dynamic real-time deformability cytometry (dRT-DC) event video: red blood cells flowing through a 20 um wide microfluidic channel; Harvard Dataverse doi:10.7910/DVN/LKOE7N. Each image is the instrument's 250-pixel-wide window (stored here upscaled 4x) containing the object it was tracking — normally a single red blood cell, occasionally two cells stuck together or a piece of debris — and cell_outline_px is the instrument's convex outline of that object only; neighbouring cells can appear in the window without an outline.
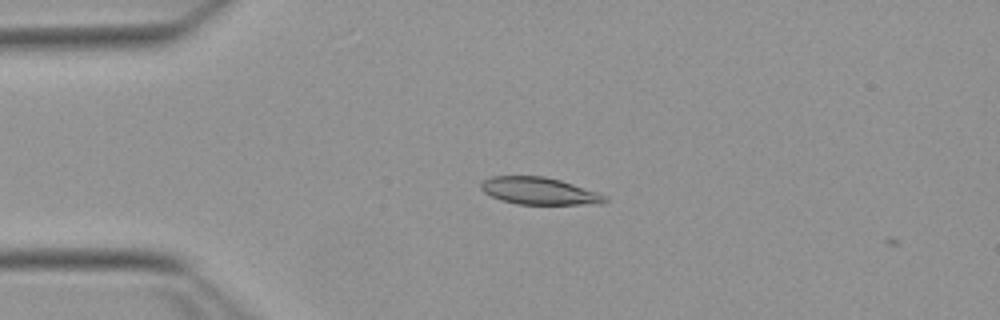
{"species": "Egyptian fruit bat (a non-hibernating species)", "species_latin": "Rousettus aegyptiacus", "temperature_condition": "warm", "stored_images_in_passage": 6, "camera_frame_rate_fps": 3000, "um_per_image_px": 0.085, "animal": {"sex": "female"}, "frame": {"image": 1, "passage_image": 4, "time_ms": 1.0, "image_size_px": [1000, 320], "cell_outline_px": [[608, 200], [600, 204], [516, 204], [500, 200], [484, 192], [480, 188], [480, 184], [484, 180], [492, 176], [544, 176], [560, 180], [608, 196]], "centroid_in_image_um": [45.82, 16.24], "position_along_channel_um": 39.2, "area_um2": 19.54}}